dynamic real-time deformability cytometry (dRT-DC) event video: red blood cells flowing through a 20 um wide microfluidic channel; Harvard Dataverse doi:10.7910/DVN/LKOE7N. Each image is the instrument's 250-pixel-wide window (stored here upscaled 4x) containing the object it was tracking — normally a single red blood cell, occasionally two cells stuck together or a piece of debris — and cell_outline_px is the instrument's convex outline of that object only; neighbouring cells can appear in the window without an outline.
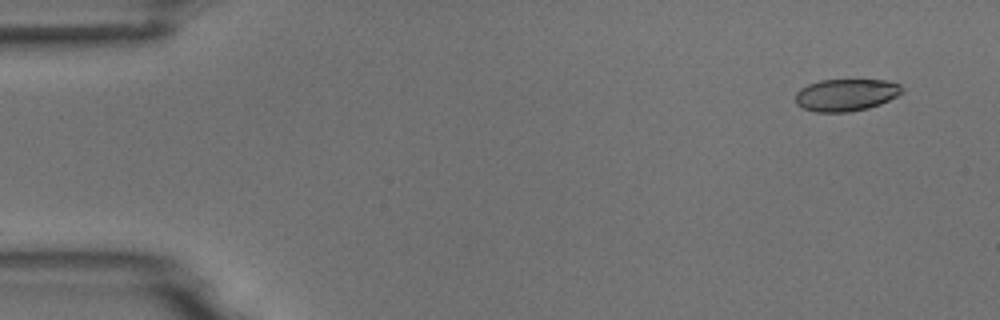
{"species": "common noctule bat (a hibernating species)", "species_latin": "Nyctalus noctula", "temperature_condition": "room temperature", "stored_images_in_passage": 7, "segment_of_instrument_passage": [2, 2], "camera_frame_rate_fps": 3000, "um_per_image_px": 0.085, "animal": {"sex": "male", "body_mass_g": 18.8}, "frame": {"image": 1, "passage_image": 7, "time_ms": 7.333, "image_size_px": [1000, 320], "cell_outline_px": [[904, 92], [880, 104], [868, 108], [848, 112], [816, 112], [804, 108], [796, 104], [796, 92], [800, 88], [808, 84], [820, 80], [884, 80], [900, 84], [904, 88]], "centroid_in_image_um": [71.91, 8.06], "position_along_channel_um": 13.1, "area_um2": 20.0}}